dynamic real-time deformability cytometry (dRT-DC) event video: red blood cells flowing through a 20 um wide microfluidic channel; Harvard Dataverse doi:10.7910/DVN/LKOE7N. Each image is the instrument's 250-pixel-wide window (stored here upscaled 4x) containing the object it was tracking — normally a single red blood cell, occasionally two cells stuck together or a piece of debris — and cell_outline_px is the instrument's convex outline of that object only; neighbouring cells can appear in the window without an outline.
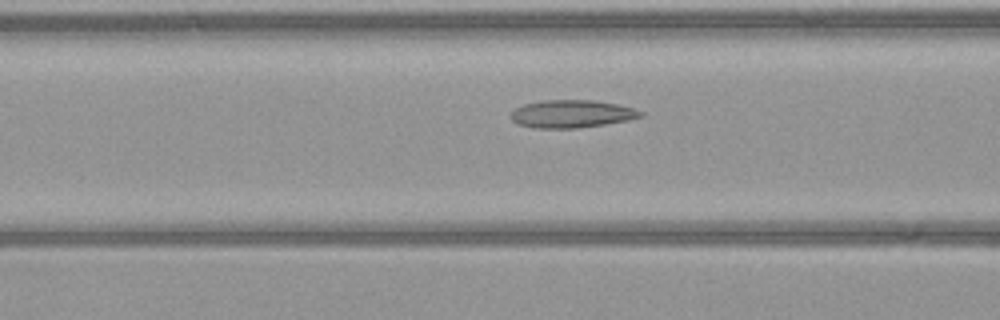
{"species": "common noctule bat (a hibernating species)", "species_latin": "Nyctalus noctula", "temperature_condition": "warm", "stored_images_in_passage": 36, "camera_frame_rate_fps": 3000, "um_per_image_px": 0.085, "animal": {"sex": "female", "body_mass_g": 21.9}, "frame": {"image": 1, "passage_image": 13, "time_ms": 4.0, "image_size_px": [1000, 320], "cell_outline_px": [[644, 116], [628, 120], [604, 124], [576, 128], [532, 128], [520, 124], [512, 120], [508, 116], [516, 108], [524, 104], [544, 100], [592, 100], [620, 104], [644, 112]], "centroid_in_image_um": [48.6, 9.67], "position_along_channel_um": 118.0, "area_um2": 20.98}}
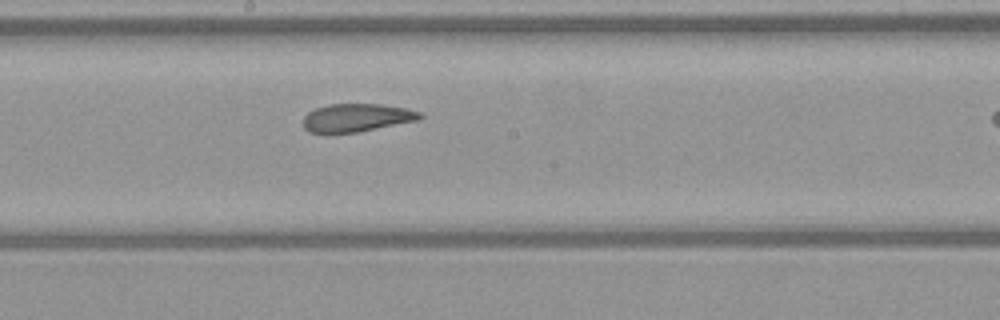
{"frame": {"image": 2, "passage_image": 21, "time_ms": 6.667, "image_size_px": [1000, 320], "cell_outline_px": [[424, 116], [420, 120], [356, 132], [308, 132], [304, 128], [304, 116], [308, 112], [316, 108], [328, 104], [380, 104], [408, 108], [420, 112]], "centroid_in_image_um": [30.36, 9.99], "position_along_channel_um": 217.8, "area_um2": 19.02}}
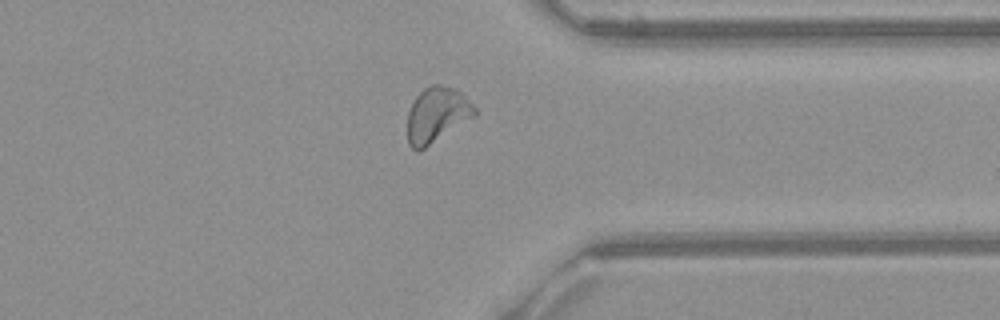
{"frame": {"image": 3, "passage_image": 34, "time_ms": 11.0, "image_size_px": [1000, 320], "cell_outline_px": [[476, 116], [420, 152], [416, 152], [408, 144], [408, 112], [416, 96], [424, 88], [432, 84], [440, 84], [456, 88], [476, 108]], "centroid_in_image_um": [37.13, 9.79], "position_along_channel_um": 374.3, "area_um2": 21.91}}